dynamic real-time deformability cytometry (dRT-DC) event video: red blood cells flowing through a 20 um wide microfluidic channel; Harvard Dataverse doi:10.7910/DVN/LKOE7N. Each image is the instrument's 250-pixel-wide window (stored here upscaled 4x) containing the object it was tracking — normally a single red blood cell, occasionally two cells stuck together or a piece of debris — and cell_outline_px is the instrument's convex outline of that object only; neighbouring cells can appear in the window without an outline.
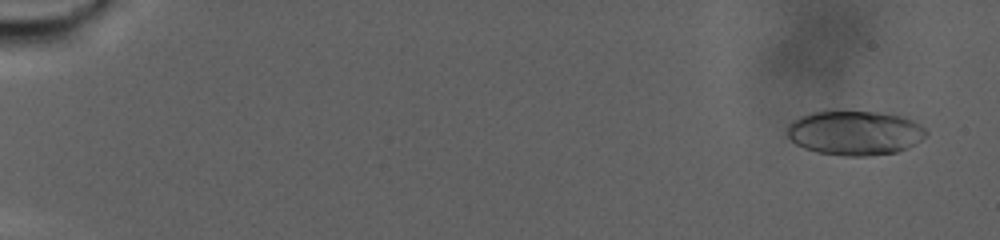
{"species": "human", "species_latin": "Homo sapiens", "temperature_condition": "warm", "stored_images_in_passage": 95, "camera_frame_rate_fps": 3000, "um_per_image_px": 0.085, "donor": {"sex": "male"}, "frame": {"image": 1, "passage_image": 5, "time_ms": 1.333, "image_size_px": [1000, 240], "cell_outline_px": [[928, 132], [916, 144], [908, 148], [896, 152], [868, 156], [844, 156], [816, 152], [804, 148], [796, 144], [788, 136], [788, 124], [792, 120], [800, 116], [824, 108], [880, 112], [900, 116], [912, 120], [920, 124]], "centroid_in_image_um": [72.62, 11.26], "position_along_channel_um": 12.4, "area_um2": 36.88}}
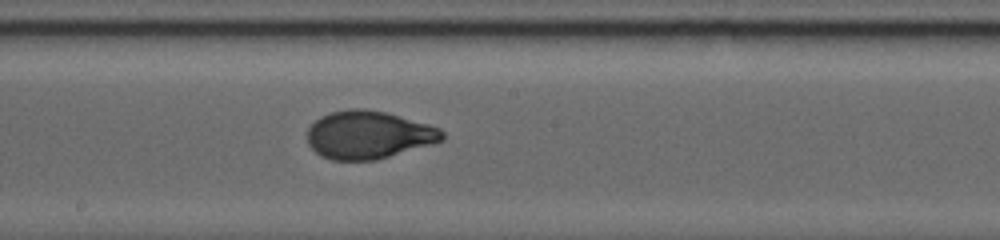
{"frame": {"image": 2, "passage_image": 56, "time_ms": 18.333, "image_size_px": [1000, 240], "cell_outline_px": [[444, 140], [376, 160], [332, 160], [320, 156], [308, 144], [308, 128], [320, 116], [332, 112], [348, 108], [364, 108], [384, 112], [428, 124], [440, 128], [444, 132]], "centroid_in_image_um": [31.3, 11.46], "position_along_channel_um": 216.9, "area_um2": 37.51}}
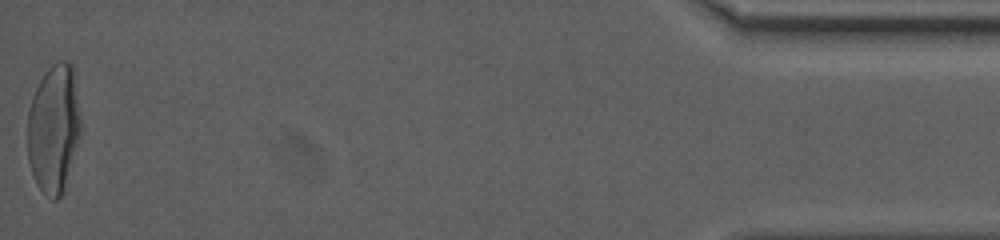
{"frame": {"image": 3, "passage_image": 95, "time_ms": 31.333, "image_size_px": [1000, 240], "cell_outline_px": [[80, 132], [64, 192], [56, 200], [52, 200], [36, 184], [28, 160], [28, 108], [32, 96], [44, 72], [56, 60], [68, 60], [72, 64], [80, 120]], "centroid_in_image_um": [4.55, 10.92], "position_along_channel_um": 430.6, "area_um2": 39.71}, "authors_computed_cell_mechanics": {"area_um2": 36.703, "velocity_mm_per_s": 2.2812, "shape_relaxation_time_tau1_ms": 8.6892, "shape_relaxation_time_tau2_ms": null, "deformation_change_tau1": 0.2469, "deformation_change_tau2": null}}